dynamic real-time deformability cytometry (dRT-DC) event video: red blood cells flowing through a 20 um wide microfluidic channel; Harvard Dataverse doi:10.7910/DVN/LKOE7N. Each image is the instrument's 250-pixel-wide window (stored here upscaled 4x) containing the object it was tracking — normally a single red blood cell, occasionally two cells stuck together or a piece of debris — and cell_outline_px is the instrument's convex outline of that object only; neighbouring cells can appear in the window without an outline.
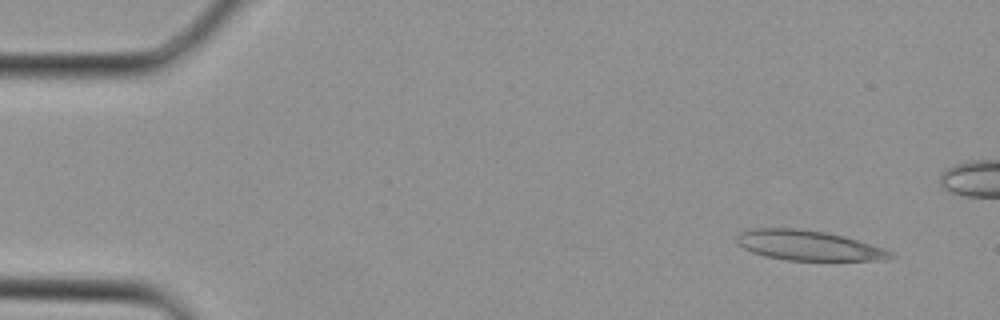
{"species": "Egyptian fruit bat (a non-hibernating species)", "species_latin": "Rousettus aegyptiacus", "temperature_condition": "cold", "stored_images_in_passage": 4, "camera_frame_rate_fps": 3000, "um_per_image_px": 0.085, "animal": {"sex": "female"}, "frame": {"image": 1, "passage_image": 1, "time_ms": 0.0, "image_size_px": [1000, 320], "cell_outline_px": [[896, 256], [884, 260], [784, 260], [764, 256], [752, 252], [744, 248], [736, 240], [736, 236], [740, 232], [752, 228], [800, 228], [824, 232], [844, 236], [884, 248], [892, 252]], "centroid_in_image_um": [68.71, 20.86], "position_along_channel_um": 16.3, "area_um2": 26.88}}